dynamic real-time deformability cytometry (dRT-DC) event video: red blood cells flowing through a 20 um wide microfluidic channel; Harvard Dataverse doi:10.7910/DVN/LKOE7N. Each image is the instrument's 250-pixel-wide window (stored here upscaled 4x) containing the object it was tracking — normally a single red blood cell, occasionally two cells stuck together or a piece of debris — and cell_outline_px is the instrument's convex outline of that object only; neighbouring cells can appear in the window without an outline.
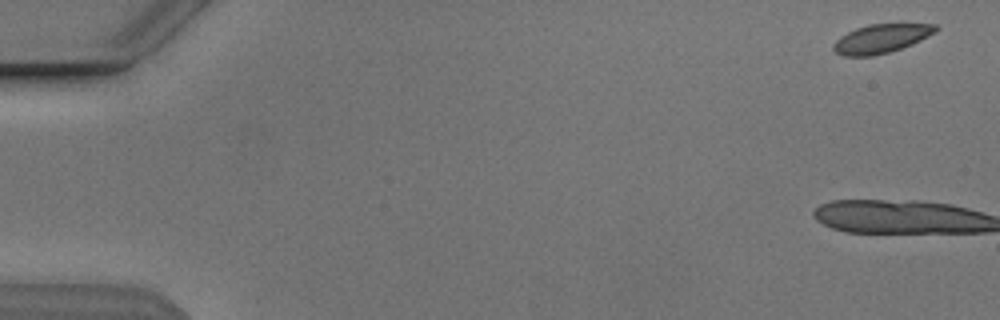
{"species": "Egyptian fruit bat (a non-hibernating species)", "species_latin": "Rousettus aegyptiacus", "temperature_condition": "cold", "stored_images_in_passage": 18, "camera_frame_rate_fps": 3000, "um_per_image_px": 0.085, "animal": {"sex": "male"}, "frame": {"image": 1, "passage_image": 3, "time_ms": 0.667, "image_size_px": [1000, 320], "cell_outline_px": [[940, 28], [936, 32], [920, 40], [900, 48], [888, 52], [872, 56], [844, 56], [836, 52], [832, 48], [832, 44], [840, 36], [856, 28], [868, 24], [936, 24]], "centroid_in_image_um": [74.88, 3.27], "position_along_channel_um": 10.1, "area_um2": 17.05}}